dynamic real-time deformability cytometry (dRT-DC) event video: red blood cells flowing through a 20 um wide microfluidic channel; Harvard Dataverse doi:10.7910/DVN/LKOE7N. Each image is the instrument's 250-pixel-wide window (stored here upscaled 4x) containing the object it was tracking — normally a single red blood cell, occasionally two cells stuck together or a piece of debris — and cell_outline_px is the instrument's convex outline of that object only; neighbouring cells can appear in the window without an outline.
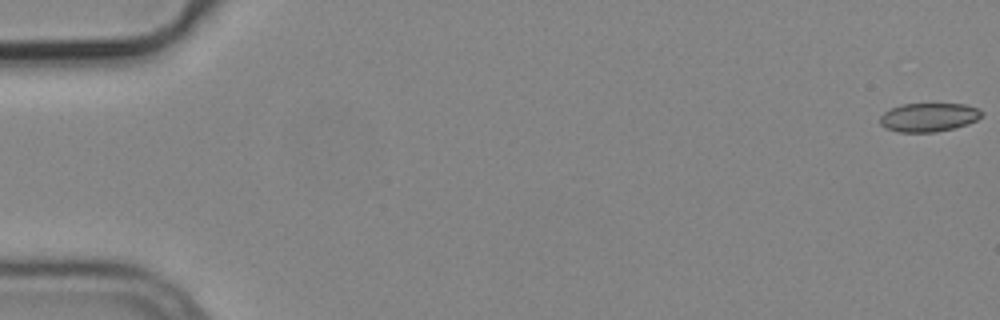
{"species": "common noctule bat (a hibernating species)", "species_latin": "Nyctalus noctula", "temperature_condition": "cold", "stored_images_in_passage": 6, "camera_frame_rate_fps": 3000, "um_per_image_px": 0.085, "animal": {"sex": "male", "body_mass_g": 19.2, "forearm_length_mm": 51.8}, "frame": {"image": 1, "passage_image": 1, "time_ms": 0.0, "image_size_px": [1000, 320], "cell_outline_px": [[984, 112], [976, 120], [968, 124], [936, 132], [900, 132], [884, 128], [880, 124], [880, 116], [884, 112], [900, 104], [964, 104], [976, 108]], "centroid_in_image_um": [78.91, 9.97], "position_along_channel_um": 6.1, "area_um2": 16.94}}